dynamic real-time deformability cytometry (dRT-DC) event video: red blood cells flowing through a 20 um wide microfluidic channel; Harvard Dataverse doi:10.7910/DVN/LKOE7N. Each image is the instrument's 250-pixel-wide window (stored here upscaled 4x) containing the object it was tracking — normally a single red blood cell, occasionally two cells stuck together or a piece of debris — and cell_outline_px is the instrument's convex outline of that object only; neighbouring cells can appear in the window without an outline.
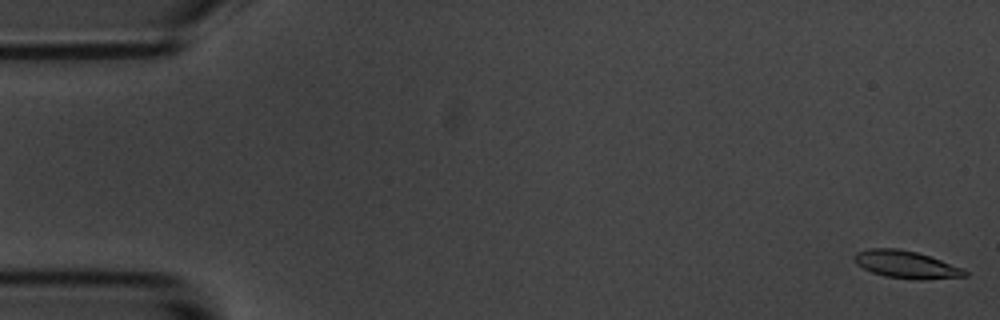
{"species": "common noctule bat (a hibernating species)", "species_latin": "Nyctalus noctula", "temperature_condition": "room temperature", "stored_images_in_passage": 57, "segment_of_instrument_passage": [1, 2], "camera_frame_rate_fps": 3000, "um_per_image_px": 0.085, "animal": {"sex": "male", "body_mass_g": 20.1, "forearm_length_mm": 53.5}, "frame": {"image": 1, "passage_image": 1, "time_ms": 0.0, "image_size_px": [1000, 320], "cell_outline_px": [[968, 276], [920, 280], [884, 276], [872, 272], [856, 264], [852, 260], [852, 256], [856, 252], [868, 248], [896, 248], [916, 252], [964, 268], [968, 272]], "centroid_in_image_um": [76.99, 22.48], "position_along_channel_um": 8.0, "area_um2": 17.74}}
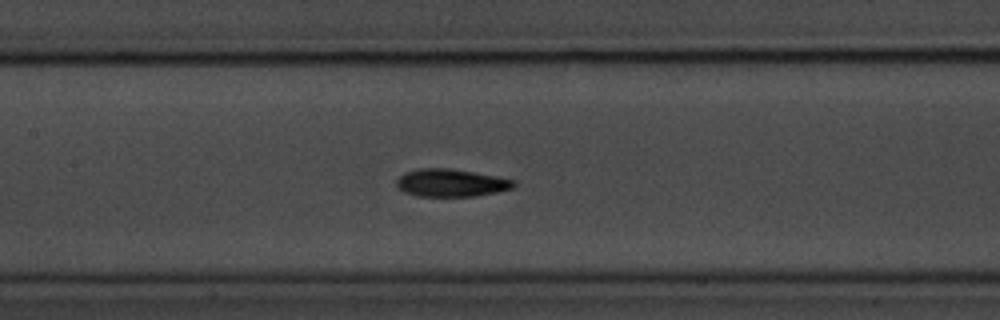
{"frame": {"image": 2, "passage_image": 26, "time_ms": 8.333, "image_size_px": [1000, 320], "cell_outline_px": [[516, 184], [512, 188], [496, 192], [476, 196], [416, 196], [404, 192], [396, 188], [396, 180], [404, 172], [420, 168], [448, 168], [496, 176], [516, 180]], "centroid_in_image_um": [38.3, 15.54], "position_along_channel_um": 169.1, "area_um2": 18.96}}
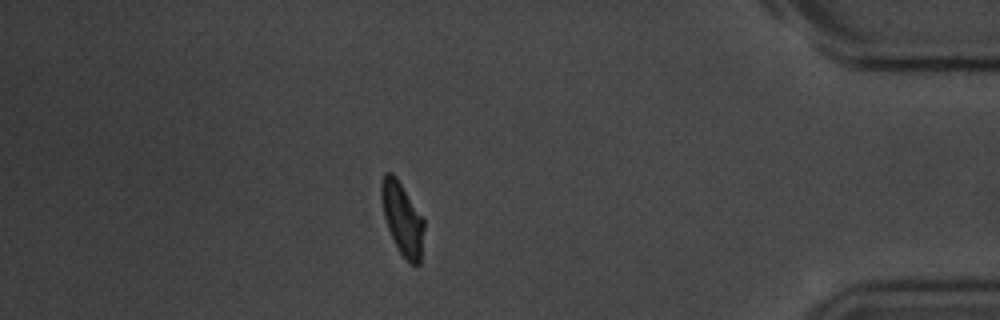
{"frame": {"image": 3, "passage_image": 49, "time_ms": 16.0, "image_size_px": [1000, 320], "cell_outline_px": [[424, 228], [420, 264], [412, 264], [400, 252], [388, 228], [384, 216], [380, 196], [380, 184], [384, 172], [392, 172], [396, 176], [424, 220]], "centroid_in_image_um": [34.18, 18.53], "position_along_channel_um": 401.0, "area_um2": 17.74}}